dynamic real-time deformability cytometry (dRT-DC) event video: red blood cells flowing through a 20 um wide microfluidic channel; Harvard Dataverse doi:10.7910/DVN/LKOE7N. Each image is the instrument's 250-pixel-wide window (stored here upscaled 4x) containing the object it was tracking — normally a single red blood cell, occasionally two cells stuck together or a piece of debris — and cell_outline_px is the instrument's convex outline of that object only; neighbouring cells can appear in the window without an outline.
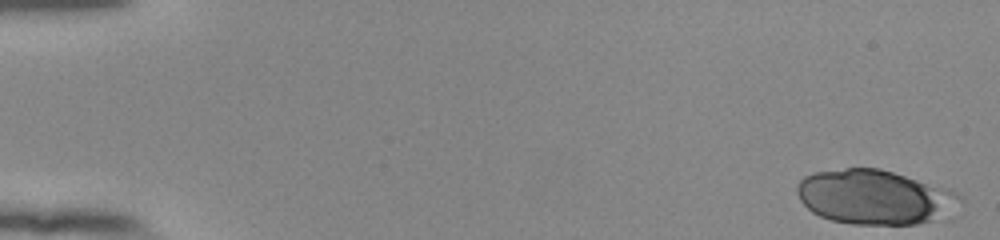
{"species": "human", "species_latin": "Homo sapiens", "temperature_condition": "room temperature", "stored_images_in_passage": 37, "camera_frame_rate_fps": 3000, "um_per_image_px": 0.085, "donor": {"sex": "female"}, "frame": {"image": 1, "passage_image": 1, "time_ms": 0.0, "image_size_px": [1000, 240], "cell_outline_px": [[964, 200], [960, 216], [952, 220], [916, 224], [852, 224], [832, 220], [820, 216], [812, 212], [800, 200], [796, 192], [796, 184], [804, 176], [816, 172], [844, 168], [880, 168], [948, 188], [956, 192]], "centroid_in_image_um": [74.54, 16.79], "position_along_channel_um": 10.5, "area_um2": 53.47}}
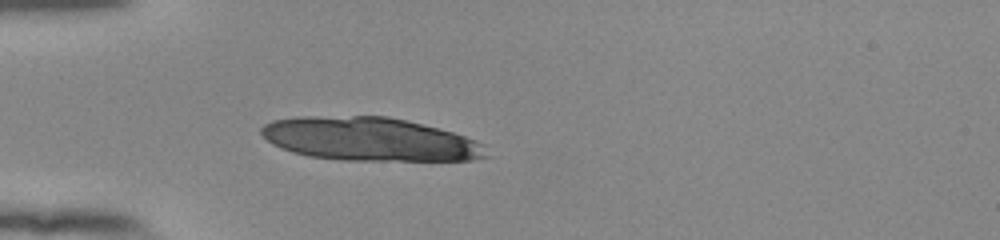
{"frame": {"image": 2, "passage_image": 16, "time_ms": 5.0, "image_size_px": [1000, 240], "cell_outline_px": [[492, 156], [472, 160], [344, 160], [308, 156], [292, 152], [280, 148], [272, 144], [260, 132], [260, 128], [264, 124], [272, 120], [296, 116], [388, 116], [452, 132], [476, 140], [484, 144]], "centroid_in_image_um": [31.42, 11.83], "position_along_channel_um": 53.6, "area_um2": 57.05}}